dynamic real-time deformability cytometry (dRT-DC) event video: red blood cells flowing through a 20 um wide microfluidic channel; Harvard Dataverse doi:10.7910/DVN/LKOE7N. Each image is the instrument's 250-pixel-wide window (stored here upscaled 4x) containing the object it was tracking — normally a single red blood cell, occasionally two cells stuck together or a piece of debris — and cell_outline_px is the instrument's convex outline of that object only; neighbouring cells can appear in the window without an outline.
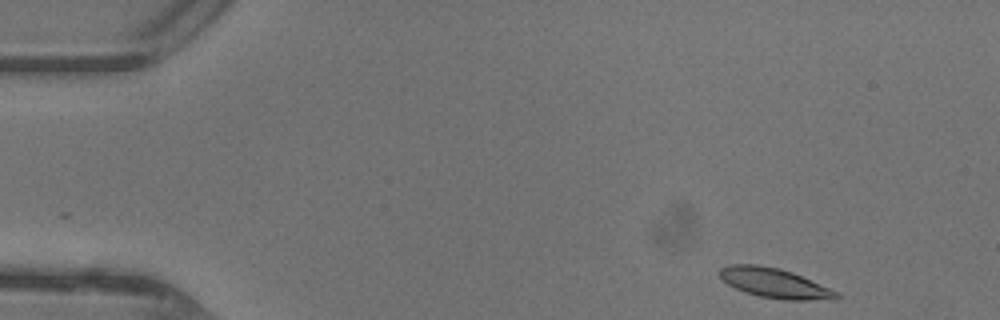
{"species": "common noctule bat (a hibernating species)", "species_latin": "Nyctalus noctula", "temperature_condition": "warm", "stored_images_in_passage": 43, "camera_frame_rate_fps": 3000, "um_per_image_px": 0.085, "animal": {"sex": "female"}, "frame": {"image": 1, "passage_image": 1, "time_ms": 0.0, "image_size_px": [1000, 320], "cell_outline_px": [[840, 296], [836, 300], [784, 300], [760, 296], [744, 292], [728, 284], [720, 276], [720, 268], [728, 264], [756, 264], [780, 268], [792, 272], [840, 292]], "centroid_in_image_um": [65.89, 24.07], "position_along_channel_um": 19.1, "area_um2": 20.35}}
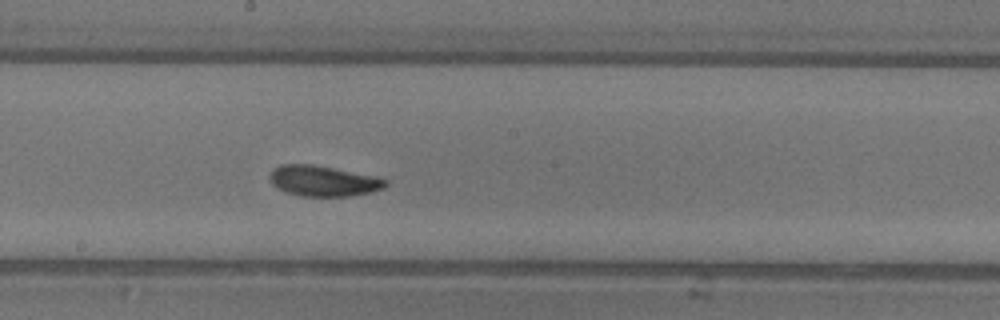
{"frame": {"image": 2, "passage_image": 22, "time_ms": 7.0, "image_size_px": [1000, 320], "cell_outline_px": [[388, 184], [384, 188], [352, 196], [304, 196], [288, 192], [272, 184], [268, 176], [272, 168], [280, 164], [312, 164], [372, 176], [388, 180]], "centroid_in_image_um": [27.44, 15.37], "position_along_channel_um": 220.8, "area_um2": 20.35}}
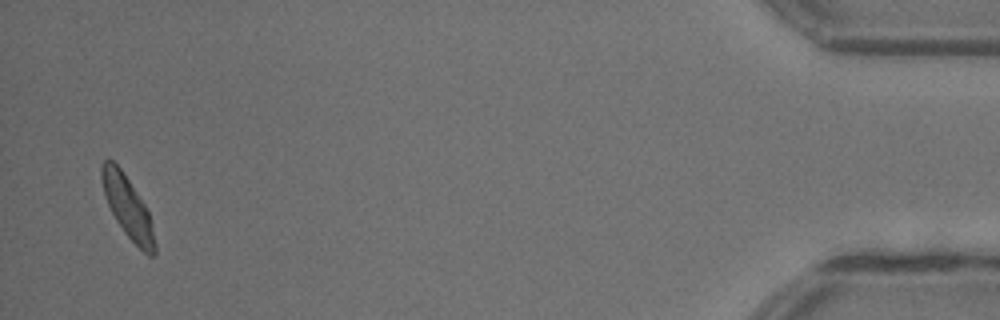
{"frame": {"image": 3, "passage_image": 42, "time_ms": 13.667, "image_size_px": [1000, 320], "cell_outline_px": [[156, 252], [152, 256], [148, 256], [124, 232], [116, 220], [104, 196], [100, 176], [100, 164], [108, 156], [120, 168], [144, 204], [148, 212], [156, 244]], "centroid_in_image_um": [10.81, 17.57], "position_along_channel_um": 424.4, "area_um2": 18.79}, "authors_computed_cell_mechanics": {"area_um2": 19.8254, "velocity_mm_per_s": 4.3783, "shape_relaxation_time_tau1_ms": 2.6512, "shape_relaxation_time_tau2_ms": 2.6994, "deformation_change_tau1": 0.1319, "deformation_change_tau2": 0.0855}}